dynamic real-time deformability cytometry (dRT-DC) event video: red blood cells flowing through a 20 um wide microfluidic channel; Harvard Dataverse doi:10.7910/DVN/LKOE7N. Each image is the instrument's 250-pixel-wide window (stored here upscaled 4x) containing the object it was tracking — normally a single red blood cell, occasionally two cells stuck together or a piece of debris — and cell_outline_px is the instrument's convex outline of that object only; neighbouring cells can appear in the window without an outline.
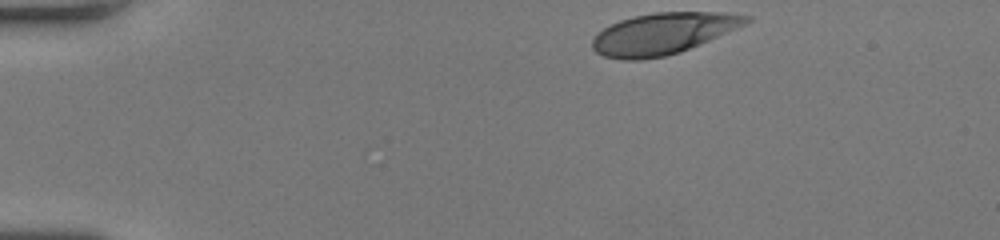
{"species": "human", "species_latin": "Homo sapiens", "temperature_condition": "room temperature", "stored_images_in_passage": 38, "camera_frame_rate_fps": 3000, "um_per_image_px": 0.085, "donor": {"sex": "female"}, "frame": {"image": 1, "passage_image": 1, "time_ms": 0.0, "image_size_px": [1000, 240], "cell_outline_px": [[752, 20], [736, 28], [700, 44], [680, 52], [664, 56], [640, 60], [620, 60], [604, 56], [596, 52], [592, 48], [592, 40], [596, 32], [620, 20], [636, 16], [656, 12], [724, 12], [752, 16]], "centroid_in_image_um": [56.33, 2.85], "position_along_channel_um": 28.7, "area_um2": 36.93}}
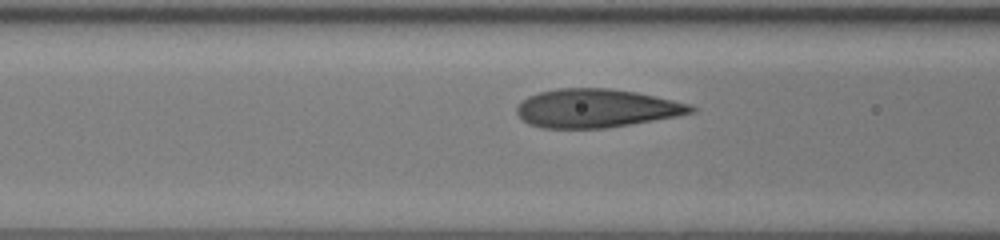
{"frame": {"image": 2, "passage_image": 14, "time_ms": 4.333, "image_size_px": [1000, 240], "cell_outline_px": [[696, 112], [676, 116], [604, 128], [540, 128], [528, 124], [516, 112], [516, 108], [528, 96], [540, 92], [556, 88], [608, 88], [636, 92], [672, 100], [688, 104], [696, 108]], "centroid_in_image_um": [50.66, 9.2], "position_along_channel_um": 115.9, "area_um2": 38.73}}
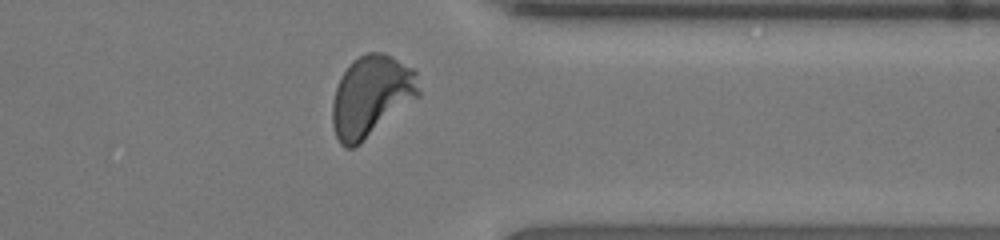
{"frame": {"image": 3, "passage_image": 34, "time_ms": 11.0, "image_size_px": [1000, 240], "cell_outline_px": [[420, 96], [360, 144], [352, 148], [344, 148], [340, 144], [336, 136], [332, 124], [332, 100], [336, 88], [348, 64], [352, 60], [368, 52], [384, 52], [416, 68], [420, 92]], "centroid_in_image_um": [31.57, 8.16], "position_along_channel_um": 379.8, "area_um2": 41.27}, "authors_computed_cell_mechanics": {"area_um2": 38.8705, "velocity_mm_per_s": 4.018, "shape_relaxation_time_tau1_ms": 3.4607, "shape_relaxation_time_tau2_ms": null, "deformation_change_tau1": 0.1707, "deformation_change_tau2": null}}